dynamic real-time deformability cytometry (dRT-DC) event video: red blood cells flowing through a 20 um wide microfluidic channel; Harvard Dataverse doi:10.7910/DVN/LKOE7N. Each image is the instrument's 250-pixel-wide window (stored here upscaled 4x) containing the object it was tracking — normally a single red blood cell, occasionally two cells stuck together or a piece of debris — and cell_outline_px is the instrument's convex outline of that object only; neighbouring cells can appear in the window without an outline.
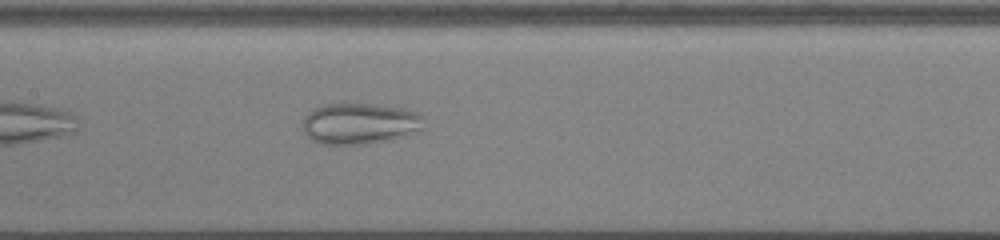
{"species": "common noctule bat (a hibernating species)", "species_latin": "Nyctalus noctula", "temperature_condition": "cold", "stored_images_in_passage": 39, "camera_frame_rate_fps": 3000, "um_per_image_px": 0.085, "animal": {"sex": "male", "body_mass_g": 13.0, "forearm_length_mm": 53.1}, "frame": {"image": 1, "passage_image": 12, "time_ms": 3.667, "image_size_px": [1000, 240], "cell_outline_px": [[424, 132], [392, 140], [368, 144], [320, 144], [312, 140], [304, 132], [304, 116], [308, 112], [324, 104], [372, 104], [404, 108], [416, 112], [420, 116], [424, 128]], "centroid_in_image_um": [30.64, 10.52], "position_along_channel_um": 176.8, "area_um2": 29.36}}